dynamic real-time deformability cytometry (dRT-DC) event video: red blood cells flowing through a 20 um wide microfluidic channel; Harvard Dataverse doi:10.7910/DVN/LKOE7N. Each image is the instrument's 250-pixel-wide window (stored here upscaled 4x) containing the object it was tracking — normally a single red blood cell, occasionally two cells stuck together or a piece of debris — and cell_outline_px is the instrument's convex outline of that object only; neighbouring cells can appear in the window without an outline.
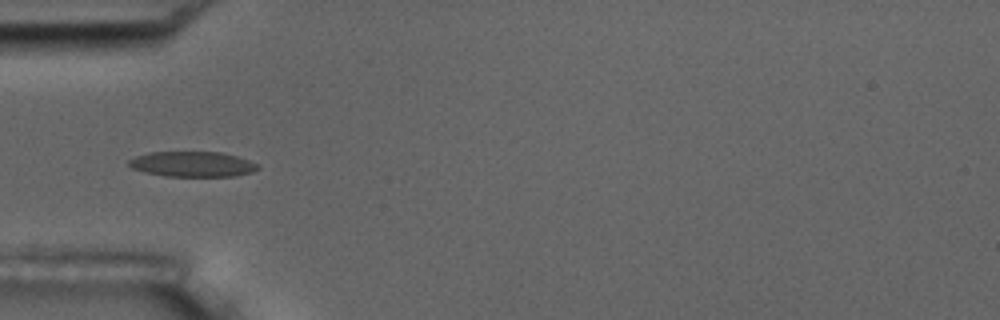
{"species": "common noctule bat (a hibernating species)", "species_latin": "Nyctalus noctula", "temperature_condition": "room temperature", "stored_images_in_passage": 17, "camera_frame_rate_fps": 3000, "um_per_image_px": 0.085, "animal": {"sex": "male", "body_mass_g": 17.5, "forearm_length_mm": 52.3}, "frame": {"image": 1, "passage_image": 6, "time_ms": 5.667, "image_size_px": [1000, 320], "cell_outline_px": [[260, 168], [252, 172], [236, 176], [164, 176], [132, 168], [128, 164], [128, 160], [136, 156], [148, 152], [220, 152], [236, 156], [260, 164]], "centroid_in_image_um": [16.39, 13.95], "position_along_channel_um": 68.6, "area_um2": 18.96}}
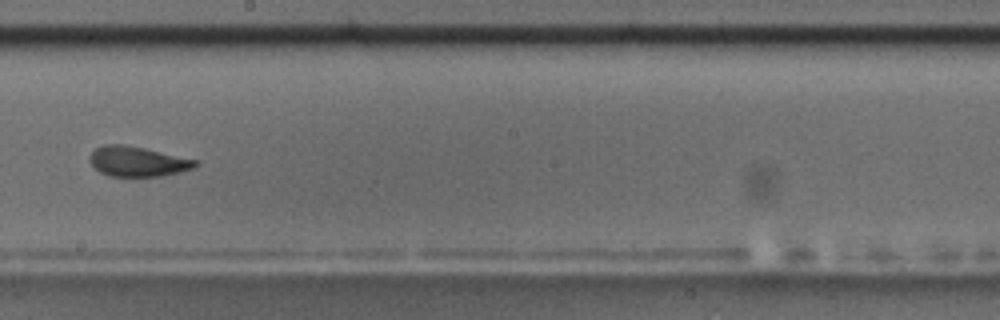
{"frame": {"image": 2, "passage_image": 10, "time_ms": 10.333, "image_size_px": [1000, 320], "cell_outline_px": [[200, 164], [196, 168], [180, 172], [160, 176], [108, 176], [100, 172], [88, 160], [88, 156], [96, 148], [104, 144], [120, 144], [144, 148], [196, 160]], "centroid_in_image_um": [11.69, 13.73], "position_along_channel_um": 236.5, "area_um2": 18.44}}
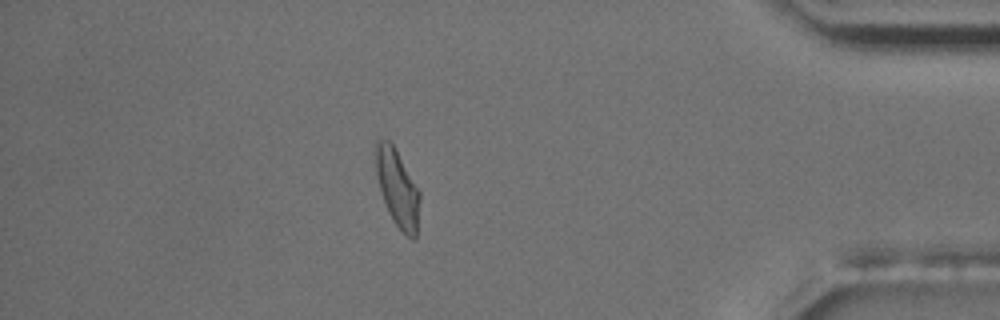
{"frame": {"image": 3, "passage_image": 15, "time_ms": 16.0, "image_size_px": [1000, 320], "cell_outline_px": [[420, 196], [416, 240], [412, 240], [396, 224], [388, 212], [376, 176], [372, 152], [372, 144], [376, 136], [388, 140], [392, 144], [420, 192]], "centroid_in_image_um": [33.71, 15.88], "position_along_channel_um": 401.5, "area_um2": 20.11}, "authors_computed_cell_mechanics": {"area_um2": 18.4382, "velocity_mm_per_s": 3.6045, "shape_relaxation_time_tau1_ms": 9.4618, "shape_relaxation_time_tau2_ms": 1.4313, "deformation_change_tau1": 0.1654, "deformation_change_tau2": 0.0579}}